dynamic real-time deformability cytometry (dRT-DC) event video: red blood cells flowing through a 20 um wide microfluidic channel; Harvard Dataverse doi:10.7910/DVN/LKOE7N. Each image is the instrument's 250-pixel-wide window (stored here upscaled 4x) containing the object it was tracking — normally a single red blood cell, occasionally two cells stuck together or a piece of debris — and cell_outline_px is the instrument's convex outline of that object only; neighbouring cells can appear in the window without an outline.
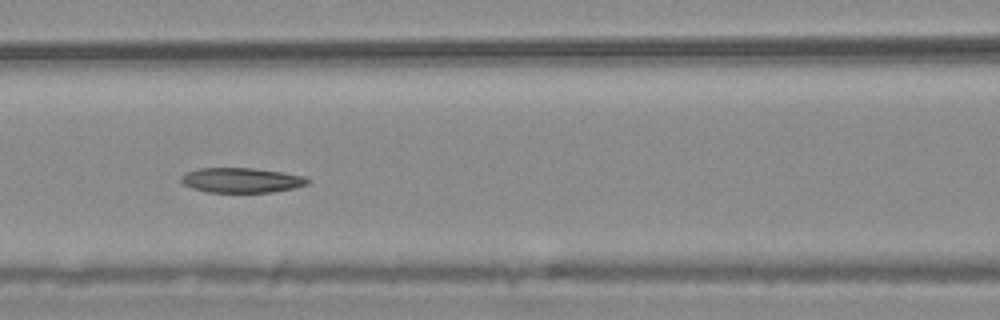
{"species": "common noctule bat (a hibernating species)", "species_latin": "Nyctalus noctula", "temperature_condition": "warm", "stored_images_in_passage": 10, "camera_frame_rate_fps": 3000, "um_per_image_px": 0.085, "animal": {"sex": "male", "body_mass_g": 20.4}, "frame": {"image": 1, "passage_image": 6, "time_ms": 1.667, "image_size_px": [1000, 320], "cell_outline_px": [[312, 180], [308, 184], [292, 188], [272, 192], [208, 192], [192, 188], [184, 184], [180, 180], [180, 176], [184, 172], [200, 168], [252, 168], [284, 172], [304, 176]], "centroid_in_image_um": [20.52, 15.31], "position_along_channel_um": 146.1, "area_um2": 18.44}}
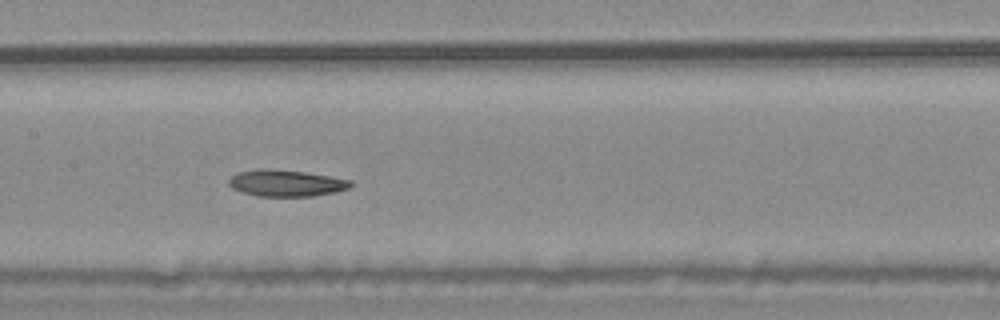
{"frame": {"image": 2, "passage_image": 7, "time_ms": 2.0, "image_size_px": [1000, 320], "cell_outline_px": [[352, 184], [348, 188], [336, 192], [312, 196], [256, 196], [232, 188], [228, 184], [228, 180], [232, 176], [240, 172], [256, 168], [268, 168], [304, 172], [352, 180]], "centroid_in_image_um": [24.3, 15.56], "position_along_channel_um": 183.1, "area_um2": 18.79}}